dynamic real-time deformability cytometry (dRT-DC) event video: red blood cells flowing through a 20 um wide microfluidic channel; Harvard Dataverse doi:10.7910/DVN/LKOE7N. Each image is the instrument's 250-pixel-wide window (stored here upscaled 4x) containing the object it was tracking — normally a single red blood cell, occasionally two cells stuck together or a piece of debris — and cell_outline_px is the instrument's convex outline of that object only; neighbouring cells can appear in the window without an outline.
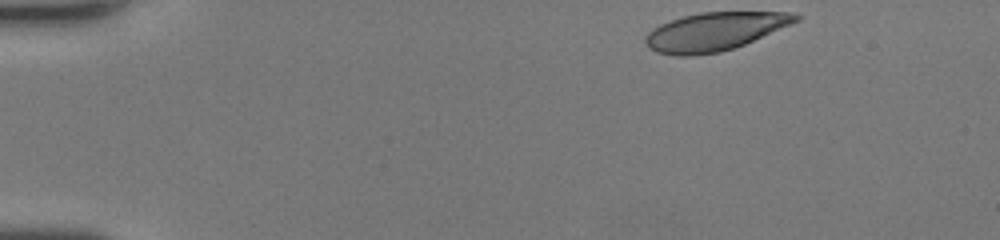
{"species": "human", "species_latin": "Homo sapiens", "temperature_condition": "room temperature", "stored_images_in_passage": 37, "camera_frame_rate_fps": 3000, "um_per_image_px": 0.085, "donor": {"sex": "female"}, "frame": {"image": 1, "passage_image": 1, "time_ms": 0.0, "image_size_px": [1000, 240], "cell_outline_px": [[800, 20], [744, 44], [720, 52], [692, 56], [676, 56], [656, 52], [648, 48], [644, 40], [644, 36], [652, 28], [660, 24], [684, 16], [700, 12], [792, 12], [800, 16]], "centroid_in_image_um": [60.7, 2.68], "position_along_channel_um": 24.3, "area_um2": 33.41}}
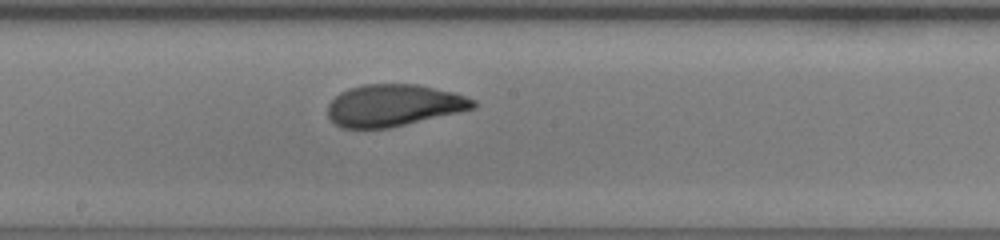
{"frame": {"image": 2, "passage_image": 21, "time_ms": 6.667, "image_size_px": [1000, 240], "cell_outline_px": [[476, 108], [388, 128], [340, 128], [328, 116], [328, 104], [340, 92], [348, 88], [364, 84], [416, 84], [452, 92], [476, 100]], "centroid_in_image_um": [33.44, 8.95], "position_along_channel_um": 214.8, "area_um2": 35.26}}
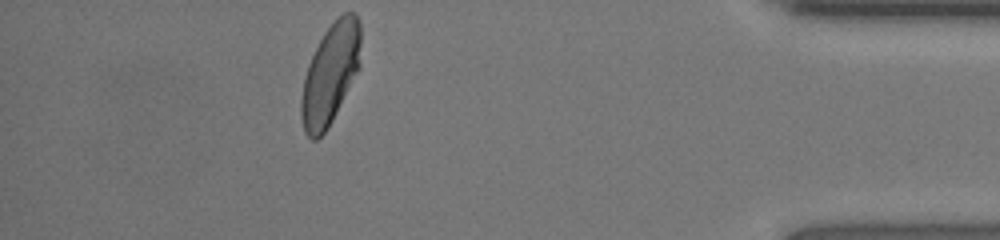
{"frame": {"image": 3, "passage_image": 37, "time_ms": 12.0, "image_size_px": [1000, 240], "cell_outline_px": [[360, 68], [328, 128], [316, 140], [312, 140], [304, 132], [300, 116], [300, 100], [304, 76], [308, 64], [324, 32], [344, 12], [356, 12], [360, 24]], "centroid_in_image_um": [28.07, 6.32], "position_along_channel_um": 407.1, "area_um2": 34.91}, "authors_computed_cell_mechanics": {"area_um2": 35.7782, "velocity_mm_per_s": 4.4105, "shape_relaxation_time_tau1_ms": 3.7509, "shape_relaxation_time_tau2_ms": 0.7918, "deformation_change_tau1": 0.1757, "deformation_change_tau2": 0.0681}}